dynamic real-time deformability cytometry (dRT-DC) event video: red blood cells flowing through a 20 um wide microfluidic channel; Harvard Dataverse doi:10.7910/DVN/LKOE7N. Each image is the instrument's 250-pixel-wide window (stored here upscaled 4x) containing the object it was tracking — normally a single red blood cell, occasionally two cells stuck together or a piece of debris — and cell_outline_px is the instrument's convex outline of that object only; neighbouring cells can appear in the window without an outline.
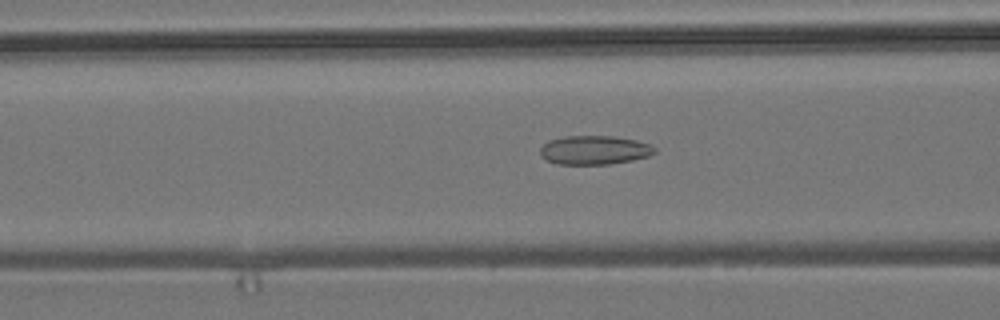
{"species": "common noctule bat (a hibernating species)", "species_latin": "Nyctalus noctula", "temperature_condition": "room temperature", "stored_images_in_passage": 55, "camera_frame_rate_fps": 3000, "um_per_image_px": 0.085, "animal": {"sex": "male", "body_mass_g": 19.2, "forearm_length_mm": 51.8}, "frame": {"image": 1, "passage_image": 22, "time_ms": 7.0, "image_size_px": [1000, 320], "cell_outline_px": [[656, 152], [648, 156], [632, 160], [608, 164], [556, 164], [544, 160], [540, 156], [540, 148], [548, 140], [564, 136], [612, 136], [636, 140], [652, 144], [656, 148]], "centroid_in_image_um": [50.5, 12.75], "position_along_channel_um": 116.1, "area_um2": 19.48}}
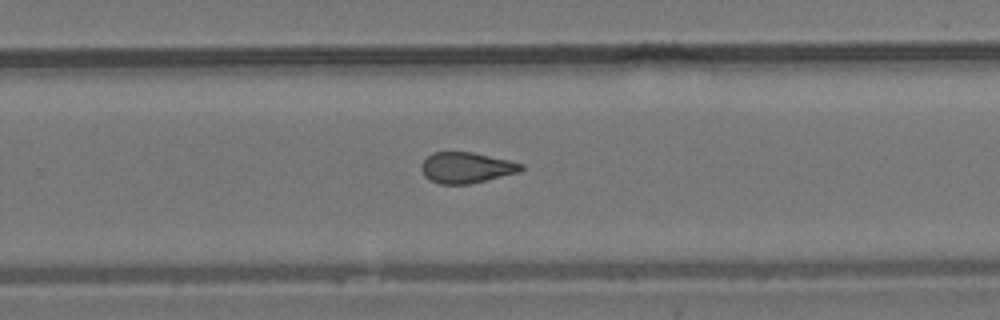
{"frame": {"image": 2, "passage_image": 36, "time_ms": 11.667, "image_size_px": [1000, 320], "cell_outline_px": [[524, 168], [520, 172], [468, 184], [440, 184], [428, 180], [424, 176], [420, 168], [420, 164], [432, 152], [472, 152], [508, 160], [524, 164]], "centroid_in_image_um": [39.61, 14.25], "position_along_channel_um": 290.2, "area_um2": 17.98}}
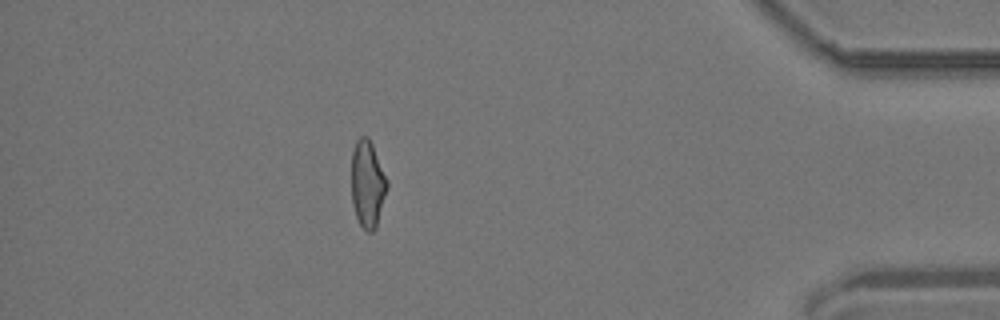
{"frame": {"image": 3, "passage_image": 49, "time_ms": 16.0, "image_size_px": [1000, 320], "cell_outline_px": [[388, 188], [376, 228], [372, 232], [368, 232], [360, 224], [356, 216], [352, 204], [352, 152], [356, 140], [360, 136], [368, 136], [372, 144], [388, 180]], "centroid_in_image_um": [31.25, 15.64], "position_along_channel_um": 403.9, "area_um2": 18.15}, "authors_computed_cell_mechanics": {"area_um2": 18.785, "velocity_mm_per_s": 3.742, "shape_relaxation_time_tau1_ms": null, "shape_relaxation_time_tau2_ms": 1.9714, "deformation_change_tau1": null, "deformation_change_tau2": 0.0994}}